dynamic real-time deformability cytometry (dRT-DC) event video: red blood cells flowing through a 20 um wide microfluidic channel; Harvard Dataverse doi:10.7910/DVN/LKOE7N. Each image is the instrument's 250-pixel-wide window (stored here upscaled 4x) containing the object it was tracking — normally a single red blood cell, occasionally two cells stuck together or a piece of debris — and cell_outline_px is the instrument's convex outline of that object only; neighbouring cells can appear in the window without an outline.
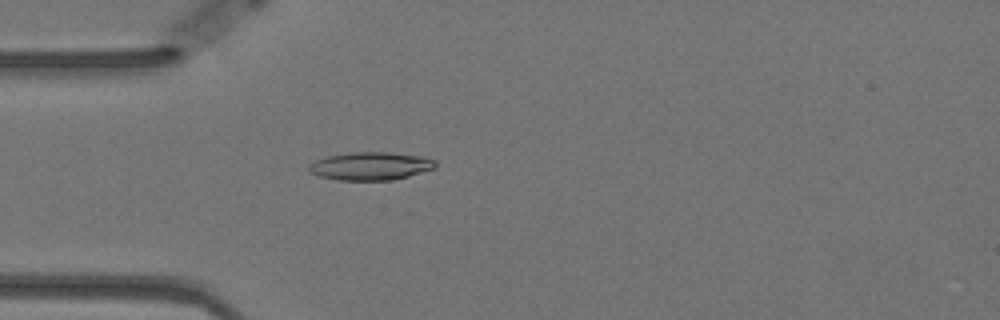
{"species": "Egyptian fruit bat (a non-hibernating species)", "species_latin": "Rousettus aegyptiacus", "temperature_condition": "warm", "stored_images_in_passage": 57, "camera_frame_rate_fps": 3000, "um_per_image_px": 0.085, "animal": {"sex": "female"}, "frame": {"image": 1, "passage_image": 16, "time_ms": 5.0, "image_size_px": [1000, 320], "cell_outline_px": [[436, 168], [408, 176], [392, 180], [340, 180], [320, 176], [308, 172], [308, 164], [316, 160], [328, 156], [352, 152], [388, 152], [424, 156], [436, 160]], "centroid_in_image_um": [31.51, 14.11], "position_along_channel_um": 53.5, "area_um2": 20.75}}
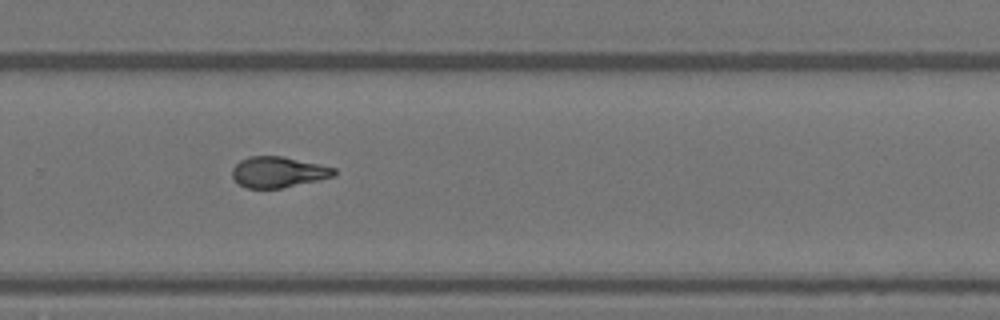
{"frame": {"image": 2, "passage_image": 38, "time_ms": 12.333, "image_size_px": [1000, 320], "cell_outline_px": [[336, 176], [280, 188], [248, 188], [240, 184], [232, 176], [232, 168], [240, 160], [248, 156], [284, 156], [320, 164], [336, 168]], "centroid_in_image_um": [23.66, 14.61], "position_along_channel_um": 306.1, "area_um2": 18.26}}
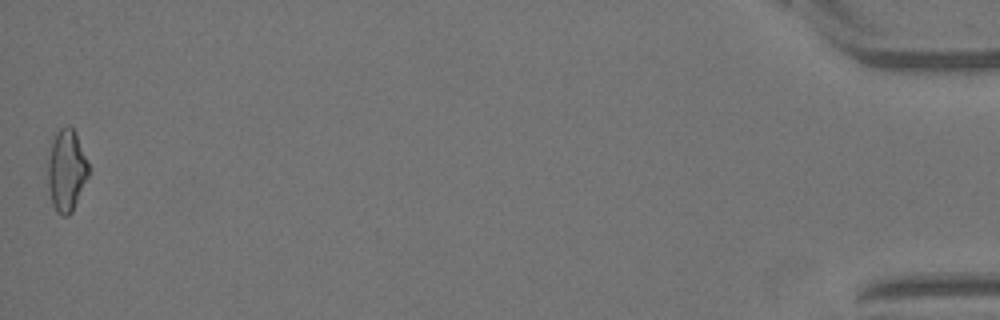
{"frame": {"image": 3, "passage_image": 57, "time_ms": 18.667, "image_size_px": [1000, 320], "cell_outline_px": [[92, 168], [72, 212], [68, 216], [64, 216], [56, 212], [52, 204], [48, 188], [48, 160], [52, 140], [56, 132], [60, 128], [68, 124], [76, 132]], "centroid_in_image_um": [5.68, 14.46], "position_along_channel_um": 429.5, "area_um2": 19.88}, "authors_computed_cell_mechanics": {"area_um2": 18.9006, "velocity_mm_per_s": 3.5248, "shape_relaxation_time_tau1_ms": 4.5319, "shape_relaxation_time_tau2_ms": 2.7347, "deformation_change_tau1": 0.1786, "deformation_change_tau2": 0.0991}}